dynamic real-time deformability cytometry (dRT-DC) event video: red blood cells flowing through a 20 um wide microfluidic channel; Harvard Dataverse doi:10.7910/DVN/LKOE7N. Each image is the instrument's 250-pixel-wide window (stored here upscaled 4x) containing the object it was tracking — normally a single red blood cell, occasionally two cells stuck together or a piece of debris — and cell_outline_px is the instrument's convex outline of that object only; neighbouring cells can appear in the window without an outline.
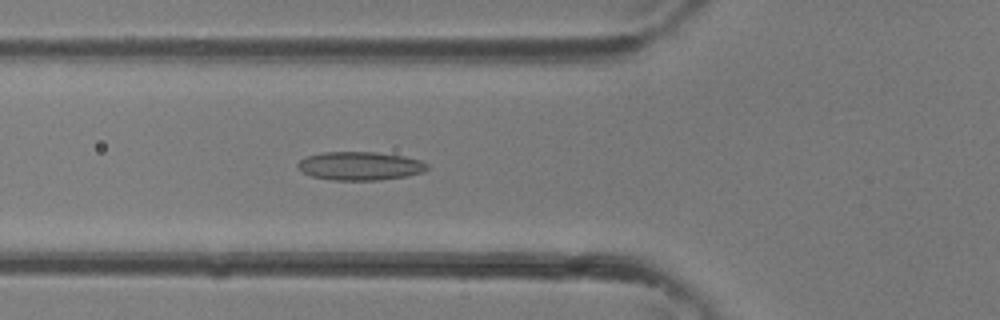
{"species": "common noctule bat (a hibernating species)", "species_latin": "Nyctalus noctula", "temperature_condition": "room temperature", "stored_images_in_passage": 35, "camera_frame_rate_fps": 3000, "um_per_image_px": 0.085, "animal": {"sex": "female"}, "frame": {"image": 1, "passage_image": 12, "time_ms": 3.667, "image_size_px": [1000, 320], "cell_outline_px": [[428, 168], [424, 172], [408, 176], [380, 180], [332, 180], [312, 176], [304, 172], [296, 164], [300, 160], [308, 156], [320, 152], [376, 152], [404, 156], [420, 160], [428, 164]], "centroid_in_image_um": [30.64, 14.1], "position_along_channel_um": 95.2, "area_um2": 21.5}}
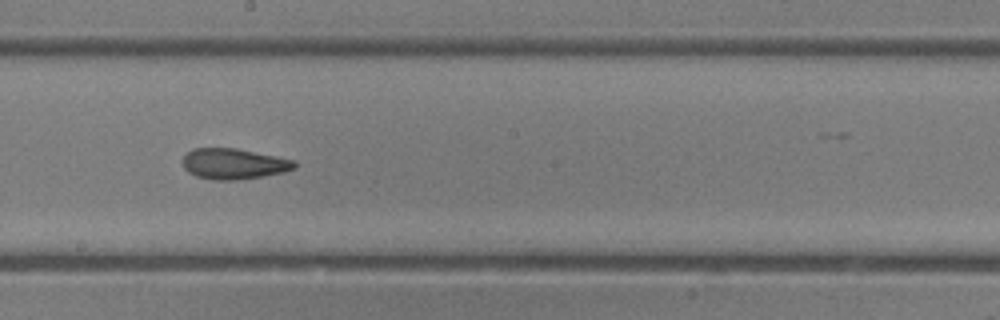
{"frame": {"image": 2, "passage_image": 19, "time_ms": 6.0, "image_size_px": [1000, 320], "cell_outline_px": [[296, 168], [284, 172], [236, 180], [212, 180], [196, 176], [188, 172], [184, 168], [184, 156], [192, 148], [236, 148], [296, 160]], "centroid_in_image_um": [19.88, 13.92], "position_along_channel_um": 228.3, "area_um2": 19.94}}
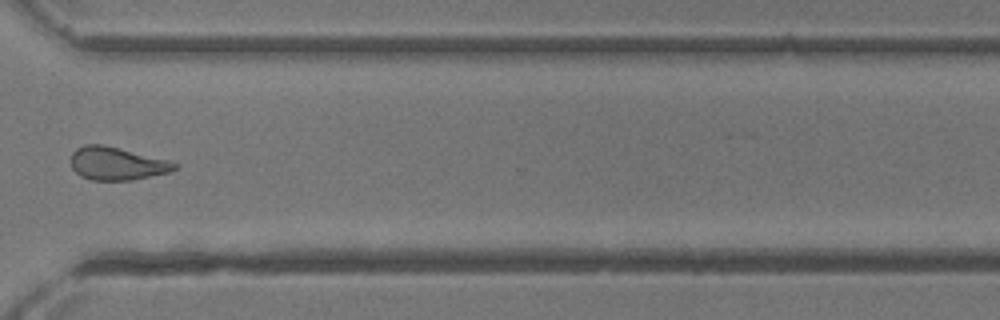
{"frame": {"image": 3, "passage_image": 26, "time_ms": 8.333, "image_size_px": [1000, 320], "cell_outline_px": [[176, 168], [168, 172], [132, 180], [92, 180], [80, 176], [72, 168], [72, 152], [76, 148], [84, 144], [100, 144], [168, 160], [176, 164]], "centroid_in_image_um": [9.88, 13.9], "position_along_channel_um": 360.7, "area_um2": 19.54}}